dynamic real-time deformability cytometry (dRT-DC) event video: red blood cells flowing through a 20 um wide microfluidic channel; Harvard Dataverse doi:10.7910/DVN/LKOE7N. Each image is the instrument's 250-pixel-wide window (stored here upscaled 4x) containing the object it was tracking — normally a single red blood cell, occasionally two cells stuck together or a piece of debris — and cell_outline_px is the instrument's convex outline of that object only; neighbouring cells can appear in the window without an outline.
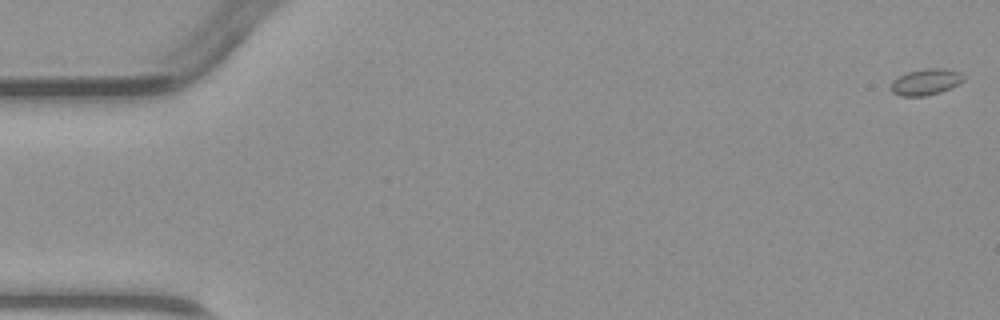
{"species": "common noctule bat (a hibernating species)", "species_latin": "Nyctalus noctula", "temperature_condition": "warm", "stored_images_in_passage": 4, "camera_frame_rate_fps": 3000, "um_per_image_px": 0.085, "animal": {"sex": "male", "body_mass_g": 23.1, "forearm_length_mm": 52.7}, "frame": {"image": 1, "passage_image": 1, "time_ms": 0.0, "image_size_px": [1000, 320], "cell_outline_px": [[964, 80], [960, 84], [940, 92], [924, 96], [900, 96], [892, 92], [892, 80], [908, 72], [924, 68], [944, 68], [960, 72], [964, 76]], "centroid_in_image_um": [78.72, 6.96], "position_along_channel_um": 6.3, "area_um2": 11.1}}